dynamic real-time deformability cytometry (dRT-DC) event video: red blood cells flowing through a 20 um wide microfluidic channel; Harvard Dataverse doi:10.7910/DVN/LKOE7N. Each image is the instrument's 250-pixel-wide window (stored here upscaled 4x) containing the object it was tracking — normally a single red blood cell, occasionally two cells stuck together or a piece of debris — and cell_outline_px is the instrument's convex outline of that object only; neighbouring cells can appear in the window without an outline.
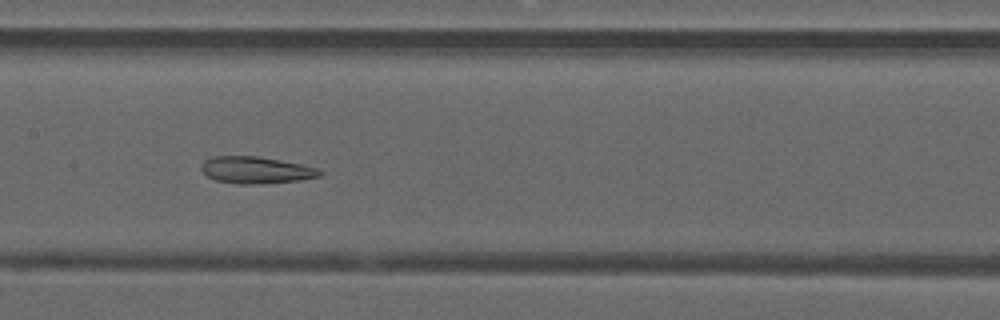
{"species": "common noctule bat (a hibernating species)", "species_latin": "Nyctalus noctula", "temperature_condition": "warm", "stored_images_in_passage": 41, "camera_frame_rate_fps": 3000, "um_per_image_px": 0.085, "animal": {"sex": "male", "forearm_length_mm": 52.5}, "frame": {"image": 1, "passage_image": 16, "time_ms": 5.0, "image_size_px": [1000, 320], "cell_outline_px": [[324, 172], [320, 176], [300, 180], [264, 184], [240, 184], [216, 180], [208, 176], [200, 168], [200, 164], [204, 160], [212, 156], [256, 156], [280, 160], [320, 168]], "centroid_in_image_um": [21.77, 14.45], "position_along_channel_um": 185.6, "area_um2": 18.67}}
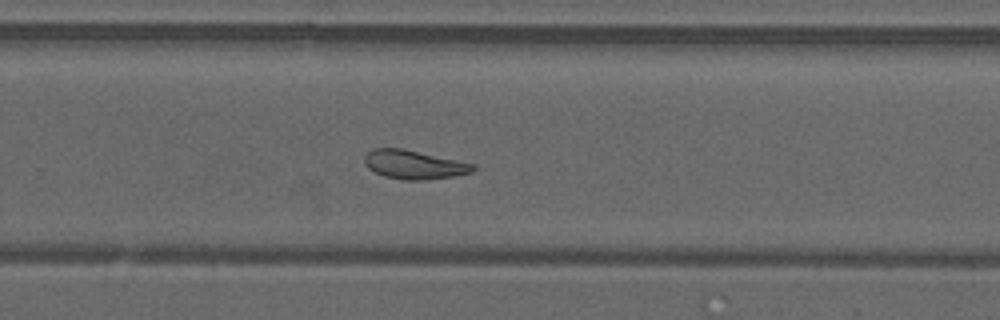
{"frame": {"image": 2, "passage_image": 24, "time_ms": 7.667, "image_size_px": [1000, 320], "cell_outline_px": [[476, 168], [472, 172], [452, 176], [424, 180], [400, 180], [384, 176], [368, 168], [364, 164], [364, 156], [372, 148], [400, 148], [476, 164]], "centroid_in_image_um": [35.17, 14.0], "position_along_channel_um": 294.6, "area_um2": 18.15}}
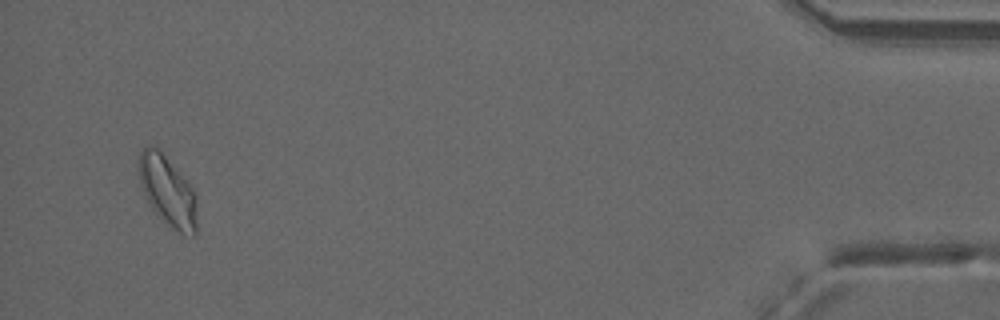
{"frame": {"image": 3, "passage_image": 39, "time_ms": 12.667, "image_size_px": [1000, 320], "cell_outline_px": [[196, 232], [192, 236], [184, 236], [172, 228], [156, 216], [144, 196], [140, 184], [140, 152], [144, 144], [156, 144], [160, 148], [192, 188], [196, 204]], "centroid_in_image_um": [14.22, 16.22], "position_along_channel_um": 421.0, "area_um2": 24.04}, "authors_computed_cell_mechanics": {"area_um2": 19.652, "velocity_mm_per_s": 4.1058, "shape_relaxation_time_tau1_ms": null, "shape_relaxation_time_tau2_ms": 4.1862, "deformation_change_tau1": null, "deformation_change_tau2": 0.0977}}